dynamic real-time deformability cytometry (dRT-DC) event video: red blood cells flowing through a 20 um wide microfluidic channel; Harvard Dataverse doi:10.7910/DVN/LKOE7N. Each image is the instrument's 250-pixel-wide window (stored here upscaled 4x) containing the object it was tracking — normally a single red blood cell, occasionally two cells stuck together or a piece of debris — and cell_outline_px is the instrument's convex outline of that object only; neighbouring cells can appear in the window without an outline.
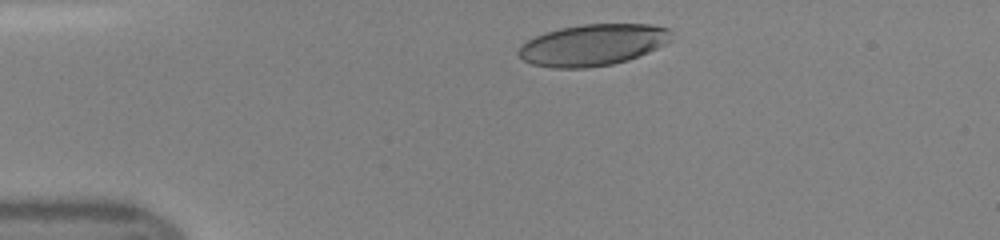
{"species": "human", "species_latin": "Homo sapiens", "temperature_condition": "room temperature", "stored_images_in_passage": 37, "camera_frame_rate_fps": 3000, "um_per_image_px": 0.085, "donor": {"sex": "female"}, "frame": {"image": 1, "passage_image": 1, "time_ms": 0.0, "image_size_px": [1000, 240], "cell_outline_px": [[660, 28], [648, 48], [644, 52], [636, 56], [624, 60], [608, 64], [540, 64], [528, 44], [532, 40], [540, 36], [552, 32], [568, 28], [596, 24], [640, 24]], "centroid_in_image_um": [50.43, 3.74], "position_along_channel_um": 34.6, "area_um2": 29.71}}
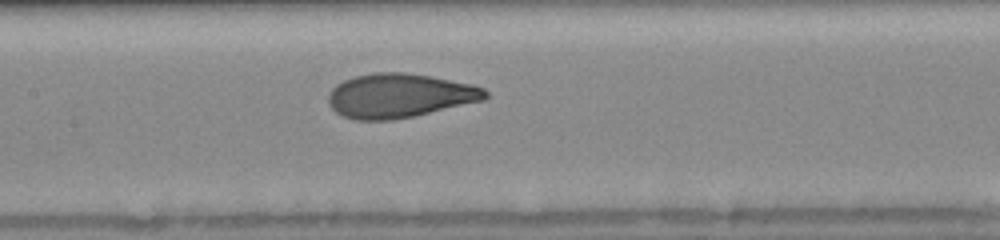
{"frame": {"image": 2, "passage_image": 14, "time_ms": 4.333, "image_size_px": [1000, 240], "cell_outline_px": [[484, 96], [472, 100], [424, 112], [404, 116], [348, 116], [340, 112], [332, 104], [332, 92], [340, 84], [364, 76], [420, 76], [480, 88], [484, 92]], "centroid_in_image_um": [33.92, 8.13], "position_along_channel_um": 173.5, "area_um2": 33.64}}
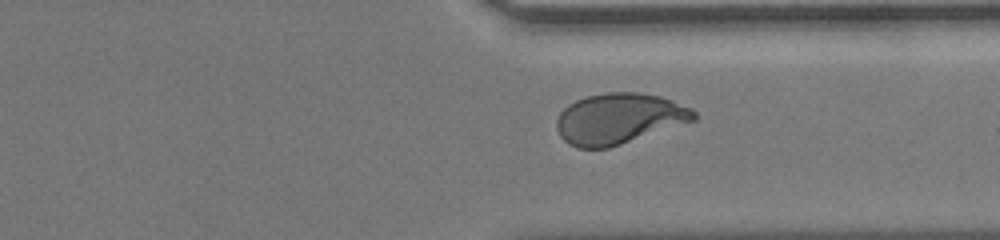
{"frame": {"image": 3, "passage_image": 27, "time_ms": 8.667, "image_size_px": [1000, 240], "cell_outline_px": [[696, 116], [688, 120], [604, 148], [584, 148], [572, 144], [560, 132], [560, 116], [572, 104], [580, 100], [592, 96], [652, 96], [668, 100], [692, 112]], "centroid_in_image_um": [52.54, 10.14], "position_along_channel_um": 358.9, "area_um2": 35.6}}